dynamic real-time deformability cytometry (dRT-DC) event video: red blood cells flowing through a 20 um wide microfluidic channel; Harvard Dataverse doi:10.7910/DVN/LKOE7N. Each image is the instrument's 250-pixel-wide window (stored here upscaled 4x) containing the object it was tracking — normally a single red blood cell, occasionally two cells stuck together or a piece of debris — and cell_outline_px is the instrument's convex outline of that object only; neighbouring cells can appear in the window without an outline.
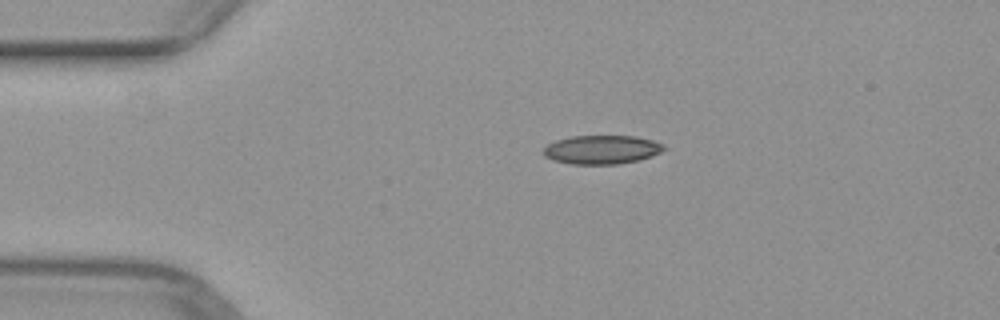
{"species": "common noctule bat (a hibernating species)", "species_latin": "Nyctalus noctula", "temperature_condition": "warm", "stored_images_in_passage": 41, "camera_frame_rate_fps": 3000, "um_per_image_px": 0.085, "animal": {"sex": "female", "body_mass_g": 29.2, "forearm_length_mm": 56.3}, "frame": {"image": 1, "passage_image": 1, "time_ms": 0.0, "image_size_px": [1000, 320], "cell_outline_px": [[664, 148], [660, 152], [652, 156], [620, 164], [572, 164], [552, 160], [544, 156], [544, 148], [548, 144], [556, 140], [572, 136], [636, 136], [652, 140], [664, 144]], "centroid_in_image_um": [51.13, 12.72], "position_along_channel_um": 33.9, "area_um2": 20.11}}
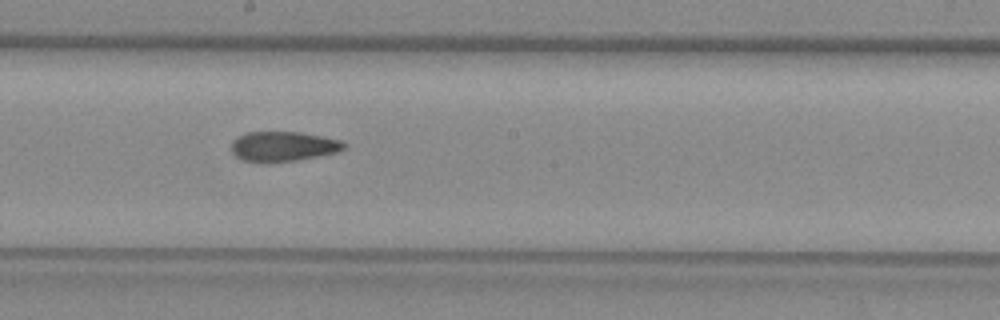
{"frame": {"image": 2, "passage_image": 18, "time_ms": 5.667, "image_size_px": [1000, 320], "cell_outline_px": [[348, 148], [336, 152], [296, 160], [268, 164], [264, 164], [244, 160], [236, 156], [232, 152], [232, 144], [240, 136], [248, 132], [300, 132], [340, 140], [348, 144]], "centroid_in_image_um": [24.1, 12.46], "position_along_channel_um": 224.1, "area_um2": 19.65}}
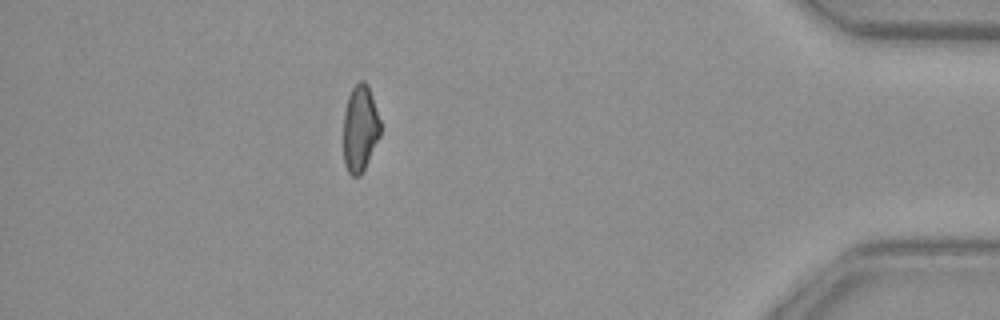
{"frame": {"image": 3, "passage_image": 35, "time_ms": 11.333, "image_size_px": [1000, 320], "cell_outline_px": [[380, 136], [360, 176], [352, 176], [348, 172], [344, 164], [344, 112], [348, 96], [352, 88], [360, 80], [364, 80], [368, 84], [380, 120]], "centroid_in_image_um": [30.6, 10.9], "position_along_channel_um": 404.6, "area_um2": 18.55}}